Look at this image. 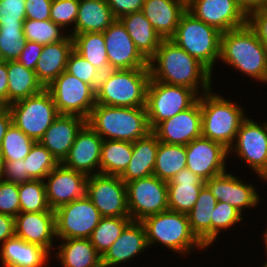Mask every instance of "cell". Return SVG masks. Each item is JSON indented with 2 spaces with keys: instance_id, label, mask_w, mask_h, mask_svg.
Returning <instances> with one entry per match:
<instances>
[{
  "instance_id": "cell-1",
  "label": "cell",
  "mask_w": 267,
  "mask_h": 267,
  "mask_svg": "<svg viewBox=\"0 0 267 267\" xmlns=\"http://www.w3.org/2000/svg\"><path fill=\"white\" fill-rule=\"evenodd\" d=\"M148 62L152 80L184 86L195 91L201 82L202 92L206 93L211 89L212 73L171 39H163ZM154 62H158V66H154Z\"/></svg>"
},
{
  "instance_id": "cell-2",
  "label": "cell",
  "mask_w": 267,
  "mask_h": 267,
  "mask_svg": "<svg viewBox=\"0 0 267 267\" xmlns=\"http://www.w3.org/2000/svg\"><path fill=\"white\" fill-rule=\"evenodd\" d=\"M220 59L252 78L267 82V48L248 24L221 34Z\"/></svg>"
},
{
  "instance_id": "cell-3",
  "label": "cell",
  "mask_w": 267,
  "mask_h": 267,
  "mask_svg": "<svg viewBox=\"0 0 267 267\" xmlns=\"http://www.w3.org/2000/svg\"><path fill=\"white\" fill-rule=\"evenodd\" d=\"M87 124L103 140L108 136L107 140L135 142L152 131L146 107H112L95 104Z\"/></svg>"
},
{
  "instance_id": "cell-4",
  "label": "cell",
  "mask_w": 267,
  "mask_h": 267,
  "mask_svg": "<svg viewBox=\"0 0 267 267\" xmlns=\"http://www.w3.org/2000/svg\"><path fill=\"white\" fill-rule=\"evenodd\" d=\"M149 68L109 70L101 74L96 104L112 107H146Z\"/></svg>"
},
{
  "instance_id": "cell-5",
  "label": "cell",
  "mask_w": 267,
  "mask_h": 267,
  "mask_svg": "<svg viewBox=\"0 0 267 267\" xmlns=\"http://www.w3.org/2000/svg\"><path fill=\"white\" fill-rule=\"evenodd\" d=\"M202 115V137L221 143L225 148H232L238 129L247 118L244 111L235 103L210 91L199 96ZM234 140V141H233Z\"/></svg>"
},
{
  "instance_id": "cell-6",
  "label": "cell",
  "mask_w": 267,
  "mask_h": 267,
  "mask_svg": "<svg viewBox=\"0 0 267 267\" xmlns=\"http://www.w3.org/2000/svg\"><path fill=\"white\" fill-rule=\"evenodd\" d=\"M148 246L161 243L175 252L189 253L193 246L205 248L192 232L187 214L172 210L151 215L143 219Z\"/></svg>"
},
{
  "instance_id": "cell-7",
  "label": "cell",
  "mask_w": 267,
  "mask_h": 267,
  "mask_svg": "<svg viewBox=\"0 0 267 267\" xmlns=\"http://www.w3.org/2000/svg\"><path fill=\"white\" fill-rule=\"evenodd\" d=\"M221 34L217 28L196 19L186 11L171 40L212 73L214 62L220 58Z\"/></svg>"
},
{
  "instance_id": "cell-8",
  "label": "cell",
  "mask_w": 267,
  "mask_h": 267,
  "mask_svg": "<svg viewBox=\"0 0 267 267\" xmlns=\"http://www.w3.org/2000/svg\"><path fill=\"white\" fill-rule=\"evenodd\" d=\"M12 123L25 135L39 142L45 131L60 115L50 92H41L10 104Z\"/></svg>"
},
{
  "instance_id": "cell-9",
  "label": "cell",
  "mask_w": 267,
  "mask_h": 267,
  "mask_svg": "<svg viewBox=\"0 0 267 267\" xmlns=\"http://www.w3.org/2000/svg\"><path fill=\"white\" fill-rule=\"evenodd\" d=\"M199 97L195 90L170 85L150 78L147 87L146 109L150 129L162 121L193 106Z\"/></svg>"
},
{
  "instance_id": "cell-10",
  "label": "cell",
  "mask_w": 267,
  "mask_h": 267,
  "mask_svg": "<svg viewBox=\"0 0 267 267\" xmlns=\"http://www.w3.org/2000/svg\"><path fill=\"white\" fill-rule=\"evenodd\" d=\"M46 89L59 114L78 115L87 120L96 104V90L66 70Z\"/></svg>"
},
{
  "instance_id": "cell-11",
  "label": "cell",
  "mask_w": 267,
  "mask_h": 267,
  "mask_svg": "<svg viewBox=\"0 0 267 267\" xmlns=\"http://www.w3.org/2000/svg\"><path fill=\"white\" fill-rule=\"evenodd\" d=\"M125 184L131 220L142 221L148 216L168 210L166 181L153 174Z\"/></svg>"
},
{
  "instance_id": "cell-12",
  "label": "cell",
  "mask_w": 267,
  "mask_h": 267,
  "mask_svg": "<svg viewBox=\"0 0 267 267\" xmlns=\"http://www.w3.org/2000/svg\"><path fill=\"white\" fill-rule=\"evenodd\" d=\"M102 216L85 196L55 210L56 236L60 239H89Z\"/></svg>"
},
{
  "instance_id": "cell-13",
  "label": "cell",
  "mask_w": 267,
  "mask_h": 267,
  "mask_svg": "<svg viewBox=\"0 0 267 267\" xmlns=\"http://www.w3.org/2000/svg\"><path fill=\"white\" fill-rule=\"evenodd\" d=\"M86 196L102 217H130L126 184L118 175L91 174L88 176Z\"/></svg>"
},
{
  "instance_id": "cell-14",
  "label": "cell",
  "mask_w": 267,
  "mask_h": 267,
  "mask_svg": "<svg viewBox=\"0 0 267 267\" xmlns=\"http://www.w3.org/2000/svg\"><path fill=\"white\" fill-rule=\"evenodd\" d=\"M187 11L222 33L247 24L248 16L237 0H187Z\"/></svg>"
},
{
  "instance_id": "cell-15",
  "label": "cell",
  "mask_w": 267,
  "mask_h": 267,
  "mask_svg": "<svg viewBox=\"0 0 267 267\" xmlns=\"http://www.w3.org/2000/svg\"><path fill=\"white\" fill-rule=\"evenodd\" d=\"M233 148L258 176L267 180V123L263 126L246 118L236 134Z\"/></svg>"
},
{
  "instance_id": "cell-16",
  "label": "cell",
  "mask_w": 267,
  "mask_h": 267,
  "mask_svg": "<svg viewBox=\"0 0 267 267\" xmlns=\"http://www.w3.org/2000/svg\"><path fill=\"white\" fill-rule=\"evenodd\" d=\"M228 149L221 143L204 137L186 145L187 166L204 181L224 173Z\"/></svg>"
},
{
  "instance_id": "cell-17",
  "label": "cell",
  "mask_w": 267,
  "mask_h": 267,
  "mask_svg": "<svg viewBox=\"0 0 267 267\" xmlns=\"http://www.w3.org/2000/svg\"><path fill=\"white\" fill-rule=\"evenodd\" d=\"M103 35L111 70L149 68V62L136 49L134 41L119 19Z\"/></svg>"
},
{
  "instance_id": "cell-18",
  "label": "cell",
  "mask_w": 267,
  "mask_h": 267,
  "mask_svg": "<svg viewBox=\"0 0 267 267\" xmlns=\"http://www.w3.org/2000/svg\"><path fill=\"white\" fill-rule=\"evenodd\" d=\"M47 201L51 210L86 196L88 176L60 163L47 176Z\"/></svg>"
},
{
  "instance_id": "cell-19",
  "label": "cell",
  "mask_w": 267,
  "mask_h": 267,
  "mask_svg": "<svg viewBox=\"0 0 267 267\" xmlns=\"http://www.w3.org/2000/svg\"><path fill=\"white\" fill-rule=\"evenodd\" d=\"M152 132L160 142L174 145H187L202 137V115L200 101L172 118L159 123Z\"/></svg>"
},
{
  "instance_id": "cell-20",
  "label": "cell",
  "mask_w": 267,
  "mask_h": 267,
  "mask_svg": "<svg viewBox=\"0 0 267 267\" xmlns=\"http://www.w3.org/2000/svg\"><path fill=\"white\" fill-rule=\"evenodd\" d=\"M103 139L86 123L78 132L67 157L62 164L90 176V171L99 166Z\"/></svg>"
},
{
  "instance_id": "cell-21",
  "label": "cell",
  "mask_w": 267,
  "mask_h": 267,
  "mask_svg": "<svg viewBox=\"0 0 267 267\" xmlns=\"http://www.w3.org/2000/svg\"><path fill=\"white\" fill-rule=\"evenodd\" d=\"M86 123L87 120L81 116L60 114L39 142L59 163H62L73 146L78 132Z\"/></svg>"
},
{
  "instance_id": "cell-22",
  "label": "cell",
  "mask_w": 267,
  "mask_h": 267,
  "mask_svg": "<svg viewBox=\"0 0 267 267\" xmlns=\"http://www.w3.org/2000/svg\"><path fill=\"white\" fill-rule=\"evenodd\" d=\"M15 236L49 252L56 236L55 211L19 212L15 217Z\"/></svg>"
},
{
  "instance_id": "cell-23",
  "label": "cell",
  "mask_w": 267,
  "mask_h": 267,
  "mask_svg": "<svg viewBox=\"0 0 267 267\" xmlns=\"http://www.w3.org/2000/svg\"><path fill=\"white\" fill-rule=\"evenodd\" d=\"M212 195L224 203H229L242 213L243 207L249 208L258 204L259 196L252 185L244 184L241 180L227 172L205 181Z\"/></svg>"
},
{
  "instance_id": "cell-24",
  "label": "cell",
  "mask_w": 267,
  "mask_h": 267,
  "mask_svg": "<svg viewBox=\"0 0 267 267\" xmlns=\"http://www.w3.org/2000/svg\"><path fill=\"white\" fill-rule=\"evenodd\" d=\"M186 11L187 0H145L141 10L162 39L174 36Z\"/></svg>"
},
{
  "instance_id": "cell-25",
  "label": "cell",
  "mask_w": 267,
  "mask_h": 267,
  "mask_svg": "<svg viewBox=\"0 0 267 267\" xmlns=\"http://www.w3.org/2000/svg\"><path fill=\"white\" fill-rule=\"evenodd\" d=\"M148 247L146 231L141 221L131 220L123 229L118 239L101 257L102 267L118 265L136 256Z\"/></svg>"
},
{
  "instance_id": "cell-26",
  "label": "cell",
  "mask_w": 267,
  "mask_h": 267,
  "mask_svg": "<svg viewBox=\"0 0 267 267\" xmlns=\"http://www.w3.org/2000/svg\"><path fill=\"white\" fill-rule=\"evenodd\" d=\"M205 181L184 168L167 182L168 209L179 213H189L198 198Z\"/></svg>"
},
{
  "instance_id": "cell-27",
  "label": "cell",
  "mask_w": 267,
  "mask_h": 267,
  "mask_svg": "<svg viewBox=\"0 0 267 267\" xmlns=\"http://www.w3.org/2000/svg\"><path fill=\"white\" fill-rule=\"evenodd\" d=\"M72 50L73 38L70 35L60 42L43 45L34 71L44 88L66 70L67 60Z\"/></svg>"
},
{
  "instance_id": "cell-28",
  "label": "cell",
  "mask_w": 267,
  "mask_h": 267,
  "mask_svg": "<svg viewBox=\"0 0 267 267\" xmlns=\"http://www.w3.org/2000/svg\"><path fill=\"white\" fill-rule=\"evenodd\" d=\"M132 157L120 175L124 183L153 175L159 140L151 131L147 136L132 142Z\"/></svg>"
},
{
  "instance_id": "cell-29",
  "label": "cell",
  "mask_w": 267,
  "mask_h": 267,
  "mask_svg": "<svg viewBox=\"0 0 267 267\" xmlns=\"http://www.w3.org/2000/svg\"><path fill=\"white\" fill-rule=\"evenodd\" d=\"M48 254L43 247L14 236L2 242L0 259L3 267H42Z\"/></svg>"
},
{
  "instance_id": "cell-30",
  "label": "cell",
  "mask_w": 267,
  "mask_h": 267,
  "mask_svg": "<svg viewBox=\"0 0 267 267\" xmlns=\"http://www.w3.org/2000/svg\"><path fill=\"white\" fill-rule=\"evenodd\" d=\"M134 41L136 49L149 61L159 48L162 38L140 12L130 13L119 19Z\"/></svg>"
},
{
  "instance_id": "cell-31",
  "label": "cell",
  "mask_w": 267,
  "mask_h": 267,
  "mask_svg": "<svg viewBox=\"0 0 267 267\" xmlns=\"http://www.w3.org/2000/svg\"><path fill=\"white\" fill-rule=\"evenodd\" d=\"M115 20L107 1L80 0L75 28L70 36L104 32Z\"/></svg>"
},
{
  "instance_id": "cell-32",
  "label": "cell",
  "mask_w": 267,
  "mask_h": 267,
  "mask_svg": "<svg viewBox=\"0 0 267 267\" xmlns=\"http://www.w3.org/2000/svg\"><path fill=\"white\" fill-rule=\"evenodd\" d=\"M217 202L209 188L204 185L192 210L187 213L192 232L205 247L211 244V218Z\"/></svg>"
},
{
  "instance_id": "cell-33",
  "label": "cell",
  "mask_w": 267,
  "mask_h": 267,
  "mask_svg": "<svg viewBox=\"0 0 267 267\" xmlns=\"http://www.w3.org/2000/svg\"><path fill=\"white\" fill-rule=\"evenodd\" d=\"M8 106L41 92L44 87L35 71L27 69L17 60L7 61Z\"/></svg>"
},
{
  "instance_id": "cell-34",
  "label": "cell",
  "mask_w": 267,
  "mask_h": 267,
  "mask_svg": "<svg viewBox=\"0 0 267 267\" xmlns=\"http://www.w3.org/2000/svg\"><path fill=\"white\" fill-rule=\"evenodd\" d=\"M57 257L63 267H102L101 256L90 239H62Z\"/></svg>"
},
{
  "instance_id": "cell-35",
  "label": "cell",
  "mask_w": 267,
  "mask_h": 267,
  "mask_svg": "<svg viewBox=\"0 0 267 267\" xmlns=\"http://www.w3.org/2000/svg\"><path fill=\"white\" fill-rule=\"evenodd\" d=\"M73 49L96 67L101 73L111 70L103 32L77 34L73 37Z\"/></svg>"
},
{
  "instance_id": "cell-36",
  "label": "cell",
  "mask_w": 267,
  "mask_h": 267,
  "mask_svg": "<svg viewBox=\"0 0 267 267\" xmlns=\"http://www.w3.org/2000/svg\"><path fill=\"white\" fill-rule=\"evenodd\" d=\"M132 142L103 140L99 173L120 176L132 157Z\"/></svg>"
},
{
  "instance_id": "cell-37",
  "label": "cell",
  "mask_w": 267,
  "mask_h": 267,
  "mask_svg": "<svg viewBox=\"0 0 267 267\" xmlns=\"http://www.w3.org/2000/svg\"><path fill=\"white\" fill-rule=\"evenodd\" d=\"M187 166L186 146L159 141L153 174L160 180L170 181Z\"/></svg>"
},
{
  "instance_id": "cell-38",
  "label": "cell",
  "mask_w": 267,
  "mask_h": 267,
  "mask_svg": "<svg viewBox=\"0 0 267 267\" xmlns=\"http://www.w3.org/2000/svg\"><path fill=\"white\" fill-rule=\"evenodd\" d=\"M130 217H102L90 236V242L102 257L120 236Z\"/></svg>"
},
{
  "instance_id": "cell-39",
  "label": "cell",
  "mask_w": 267,
  "mask_h": 267,
  "mask_svg": "<svg viewBox=\"0 0 267 267\" xmlns=\"http://www.w3.org/2000/svg\"><path fill=\"white\" fill-rule=\"evenodd\" d=\"M24 163L28 181L43 180L60 164L40 142L34 143L29 154L24 159Z\"/></svg>"
},
{
  "instance_id": "cell-40",
  "label": "cell",
  "mask_w": 267,
  "mask_h": 267,
  "mask_svg": "<svg viewBox=\"0 0 267 267\" xmlns=\"http://www.w3.org/2000/svg\"><path fill=\"white\" fill-rule=\"evenodd\" d=\"M35 142L11 123L1 142L2 162L25 159Z\"/></svg>"
},
{
  "instance_id": "cell-41",
  "label": "cell",
  "mask_w": 267,
  "mask_h": 267,
  "mask_svg": "<svg viewBox=\"0 0 267 267\" xmlns=\"http://www.w3.org/2000/svg\"><path fill=\"white\" fill-rule=\"evenodd\" d=\"M20 212H43L51 210L43 180H30L19 184Z\"/></svg>"
},
{
  "instance_id": "cell-42",
  "label": "cell",
  "mask_w": 267,
  "mask_h": 267,
  "mask_svg": "<svg viewBox=\"0 0 267 267\" xmlns=\"http://www.w3.org/2000/svg\"><path fill=\"white\" fill-rule=\"evenodd\" d=\"M60 27L50 19L43 21L26 19L23 26L24 37L27 41L41 45L60 42L67 37L60 33Z\"/></svg>"
},
{
  "instance_id": "cell-43",
  "label": "cell",
  "mask_w": 267,
  "mask_h": 267,
  "mask_svg": "<svg viewBox=\"0 0 267 267\" xmlns=\"http://www.w3.org/2000/svg\"><path fill=\"white\" fill-rule=\"evenodd\" d=\"M26 41L23 26L0 25V61L17 60Z\"/></svg>"
},
{
  "instance_id": "cell-44",
  "label": "cell",
  "mask_w": 267,
  "mask_h": 267,
  "mask_svg": "<svg viewBox=\"0 0 267 267\" xmlns=\"http://www.w3.org/2000/svg\"><path fill=\"white\" fill-rule=\"evenodd\" d=\"M66 71L97 90L102 73L74 49L69 54Z\"/></svg>"
},
{
  "instance_id": "cell-45",
  "label": "cell",
  "mask_w": 267,
  "mask_h": 267,
  "mask_svg": "<svg viewBox=\"0 0 267 267\" xmlns=\"http://www.w3.org/2000/svg\"><path fill=\"white\" fill-rule=\"evenodd\" d=\"M242 219L240 211L229 203L218 201L213 209V218H211V244L215 241L219 231L230 228Z\"/></svg>"
},
{
  "instance_id": "cell-46",
  "label": "cell",
  "mask_w": 267,
  "mask_h": 267,
  "mask_svg": "<svg viewBox=\"0 0 267 267\" xmlns=\"http://www.w3.org/2000/svg\"><path fill=\"white\" fill-rule=\"evenodd\" d=\"M79 1L80 0H52L50 20L61 26V28L74 23L75 28Z\"/></svg>"
},
{
  "instance_id": "cell-47",
  "label": "cell",
  "mask_w": 267,
  "mask_h": 267,
  "mask_svg": "<svg viewBox=\"0 0 267 267\" xmlns=\"http://www.w3.org/2000/svg\"><path fill=\"white\" fill-rule=\"evenodd\" d=\"M26 0H0V25L24 26Z\"/></svg>"
},
{
  "instance_id": "cell-48",
  "label": "cell",
  "mask_w": 267,
  "mask_h": 267,
  "mask_svg": "<svg viewBox=\"0 0 267 267\" xmlns=\"http://www.w3.org/2000/svg\"><path fill=\"white\" fill-rule=\"evenodd\" d=\"M19 212V184L0 179V213L16 217Z\"/></svg>"
},
{
  "instance_id": "cell-49",
  "label": "cell",
  "mask_w": 267,
  "mask_h": 267,
  "mask_svg": "<svg viewBox=\"0 0 267 267\" xmlns=\"http://www.w3.org/2000/svg\"><path fill=\"white\" fill-rule=\"evenodd\" d=\"M5 179H4V177ZM0 179L10 183L21 184L27 182L26 166L24 159L17 161H5L1 164Z\"/></svg>"
},
{
  "instance_id": "cell-50",
  "label": "cell",
  "mask_w": 267,
  "mask_h": 267,
  "mask_svg": "<svg viewBox=\"0 0 267 267\" xmlns=\"http://www.w3.org/2000/svg\"><path fill=\"white\" fill-rule=\"evenodd\" d=\"M247 24L267 48V7L250 13L247 17Z\"/></svg>"
},
{
  "instance_id": "cell-51",
  "label": "cell",
  "mask_w": 267,
  "mask_h": 267,
  "mask_svg": "<svg viewBox=\"0 0 267 267\" xmlns=\"http://www.w3.org/2000/svg\"><path fill=\"white\" fill-rule=\"evenodd\" d=\"M52 0H26V19L43 21L50 19Z\"/></svg>"
},
{
  "instance_id": "cell-52",
  "label": "cell",
  "mask_w": 267,
  "mask_h": 267,
  "mask_svg": "<svg viewBox=\"0 0 267 267\" xmlns=\"http://www.w3.org/2000/svg\"><path fill=\"white\" fill-rule=\"evenodd\" d=\"M145 0H107L115 19L142 10Z\"/></svg>"
},
{
  "instance_id": "cell-53",
  "label": "cell",
  "mask_w": 267,
  "mask_h": 267,
  "mask_svg": "<svg viewBox=\"0 0 267 267\" xmlns=\"http://www.w3.org/2000/svg\"><path fill=\"white\" fill-rule=\"evenodd\" d=\"M42 50L43 45L38 44L37 42L26 41L17 61L27 69L34 71Z\"/></svg>"
},
{
  "instance_id": "cell-54",
  "label": "cell",
  "mask_w": 267,
  "mask_h": 267,
  "mask_svg": "<svg viewBox=\"0 0 267 267\" xmlns=\"http://www.w3.org/2000/svg\"><path fill=\"white\" fill-rule=\"evenodd\" d=\"M15 236V217L0 213V242Z\"/></svg>"
},
{
  "instance_id": "cell-55",
  "label": "cell",
  "mask_w": 267,
  "mask_h": 267,
  "mask_svg": "<svg viewBox=\"0 0 267 267\" xmlns=\"http://www.w3.org/2000/svg\"><path fill=\"white\" fill-rule=\"evenodd\" d=\"M7 61H0V103L8 107Z\"/></svg>"
},
{
  "instance_id": "cell-56",
  "label": "cell",
  "mask_w": 267,
  "mask_h": 267,
  "mask_svg": "<svg viewBox=\"0 0 267 267\" xmlns=\"http://www.w3.org/2000/svg\"><path fill=\"white\" fill-rule=\"evenodd\" d=\"M237 3L247 16L255 10L267 7V0H237Z\"/></svg>"
},
{
  "instance_id": "cell-57",
  "label": "cell",
  "mask_w": 267,
  "mask_h": 267,
  "mask_svg": "<svg viewBox=\"0 0 267 267\" xmlns=\"http://www.w3.org/2000/svg\"><path fill=\"white\" fill-rule=\"evenodd\" d=\"M12 123V114L8 107L3 106L0 109V144L2 142L3 137L6 134L8 127Z\"/></svg>"
},
{
  "instance_id": "cell-58",
  "label": "cell",
  "mask_w": 267,
  "mask_h": 267,
  "mask_svg": "<svg viewBox=\"0 0 267 267\" xmlns=\"http://www.w3.org/2000/svg\"><path fill=\"white\" fill-rule=\"evenodd\" d=\"M1 164H2V151H1V144H0V169H1Z\"/></svg>"
},
{
  "instance_id": "cell-59",
  "label": "cell",
  "mask_w": 267,
  "mask_h": 267,
  "mask_svg": "<svg viewBox=\"0 0 267 267\" xmlns=\"http://www.w3.org/2000/svg\"><path fill=\"white\" fill-rule=\"evenodd\" d=\"M264 240H265V243H266V249H267V229H266V233H264Z\"/></svg>"
},
{
  "instance_id": "cell-60",
  "label": "cell",
  "mask_w": 267,
  "mask_h": 267,
  "mask_svg": "<svg viewBox=\"0 0 267 267\" xmlns=\"http://www.w3.org/2000/svg\"><path fill=\"white\" fill-rule=\"evenodd\" d=\"M266 251H267V249H266ZM263 267H267V262L263 265Z\"/></svg>"
}]
</instances>
